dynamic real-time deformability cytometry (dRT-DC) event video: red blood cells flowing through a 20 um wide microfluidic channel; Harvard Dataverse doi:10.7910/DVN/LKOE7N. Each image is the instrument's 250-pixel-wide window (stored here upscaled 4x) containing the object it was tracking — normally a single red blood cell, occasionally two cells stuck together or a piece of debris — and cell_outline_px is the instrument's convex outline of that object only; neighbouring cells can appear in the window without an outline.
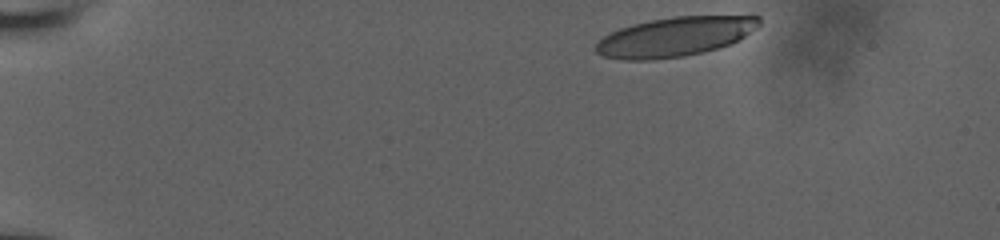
{"species": "human", "species_latin": "Homo sapiens", "temperature_condition": "room temperature", "stored_images_in_passage": 41, "camera_frame_rate_fps": 3000, "um_per_image_px": 0.085, "donor": {"sex": "male"}, "frame": {"image": 1, "passage_image": 1, "time_ms": 0.0, "image_size_px": [1000, 240], "cell_outline_px": [[760, 24], [756, 28], [740, 40], [732, 44], [704, 52], [684, 56], [652, 60], [624, 60], [604, 56], [596, 52], [596, 44], [604, 36], [620, 28], [632, 24], [672, 16], [752, 12], [760, 16]], "centroid_in_image_um": [57.54, 3.07], "position_along_channel_um": 27.5, "area_um2": 38.73}}
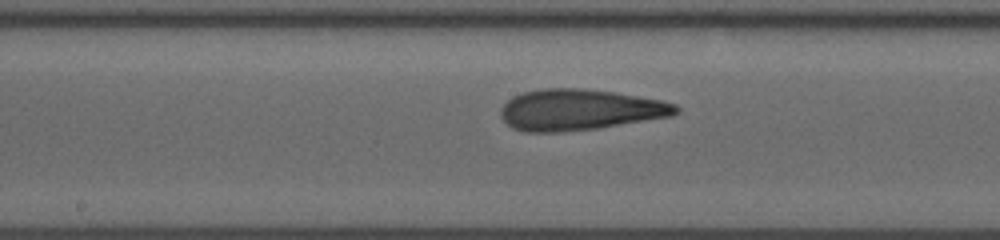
{"frame": {"image": 2, "passage_image": 23, "time_ms": 7.333, "image_size_px": [1000, 240], "cell_outline_px": [[680, 112], [672, 116], [596, 128], [560, 132], [524, 132], [512, 128], [500, 116], [500, 108], [512, 96], [524, 92], [544, 88], [584, 88], [616, 92], [660, 100], [676, 104], [680, 108]], "centroid_in_image_um": [49.27, 9.32], "position_along_channel_um": 198.9, "area_um2": 41.96}}
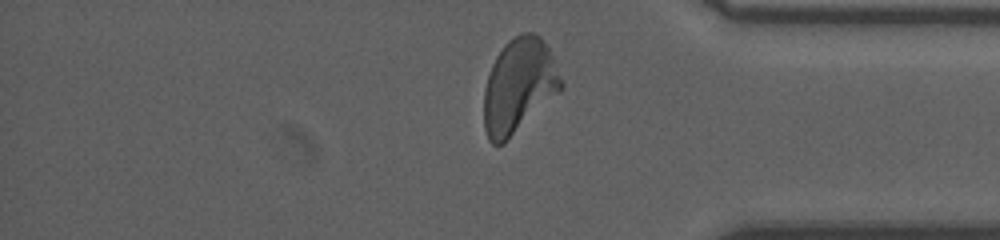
{"frame": {"image": 3, "passage_image": 39, "time_ms": 12.667, "image_size_px": [1000, 240], "cell_outline_px": [[564, 88], [560, 92], [504, 144], [492, 144], [488, 140], [484, 128], [484, 88], [492, 64], [496, 56], [504, 44], [508, 40], [524, 32], [532, 32], [540, 36], [548, 44], [564, 84]], "centroid_in_image_um": [44.12, 7.3], "position_along_channel_um": 391.1, "area_um2": 42.89}, "authors_computed_cell_mechanics": {"area_um2": 40.749, "velocity_mm_per_s": 3.8197, "shape_relaxation_time_tau1_ms": 7.3449, "shape_relaxation_time_tau2_ms": 1.5395, "deformation_change_tau1": 0.2267, "deformation_change_tau2": 0.1031}}